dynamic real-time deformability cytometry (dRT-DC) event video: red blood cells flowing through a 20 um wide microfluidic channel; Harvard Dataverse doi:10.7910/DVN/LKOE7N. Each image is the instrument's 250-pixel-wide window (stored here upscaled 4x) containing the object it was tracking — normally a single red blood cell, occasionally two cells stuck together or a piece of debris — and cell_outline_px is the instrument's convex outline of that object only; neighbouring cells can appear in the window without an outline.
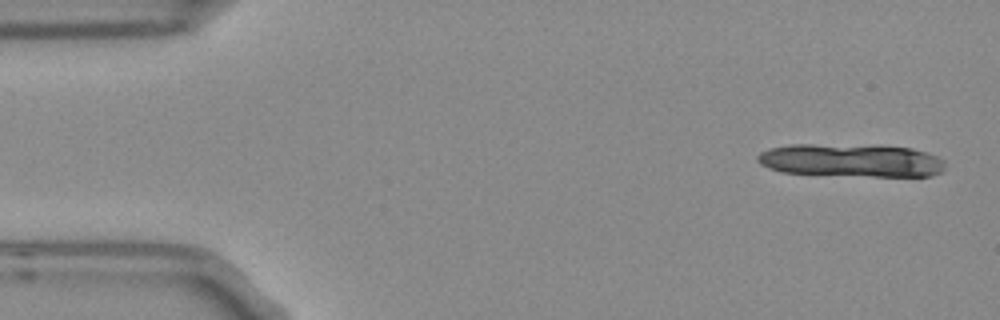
{"species": "Egyptian fruit bat (a non-hibernating species)", "species_latin": "Rousettus aegyptiacus", "temperature_condition": "room temperature", "stored_images_in_passage": 4, "camera_frame_rate_fps": 3000, "um_per_image_px": 0.085, "frame": {"image": 1, "passage_image": 1, "time_ms": 0.0, "image_size_px": [1000, 320], "cell_outline_px": [[944, 172], [932, 176], [872, 176], [780, 172], [768, 168], [760, 164], [756, 160], [756, 156], [760, 152], [768, 148], [788, 144], [880, 144], [912, 148], [936, 156], [944, 160]], "centroid_in_image_um": [72.34, 13.61], "position_along_channel_um": 12.7, "area_um2": 36.88}}